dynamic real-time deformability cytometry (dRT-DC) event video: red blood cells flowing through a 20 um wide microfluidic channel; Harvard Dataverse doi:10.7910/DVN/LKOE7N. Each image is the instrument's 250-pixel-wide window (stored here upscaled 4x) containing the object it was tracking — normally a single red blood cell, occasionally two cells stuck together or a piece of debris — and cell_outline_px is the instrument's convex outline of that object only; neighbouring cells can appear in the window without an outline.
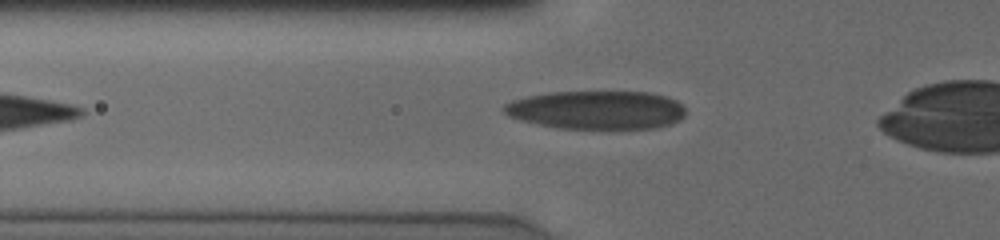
{"species": "human", "species_latin": "Homo sapiens", "temperature_condition": "cold", "stored_images_in_passage": 34, "camera_frame_rate_fps": 3000, "um_per_image_px": 0.085, "donor": {"sex": "male"}, "frame": {"image": 1, "passage_image": 5, "time_ms": 1.333, "image_size_px": [1000, 240], "cell_outline_px": [[684, 116], [680, 120], [672, 124], [652, 128], [556, 128], [520, 120], [508, 116], [500, 108], [504, 104], [512, 100], [528, 96], [548, 92], [648, 92], [664, 96], [676, 100], [684, 108]], "centroid_in_image_um": [50.68, 9.34], "position_along_channel_um": 75.1, "area_um2": 40.69}}
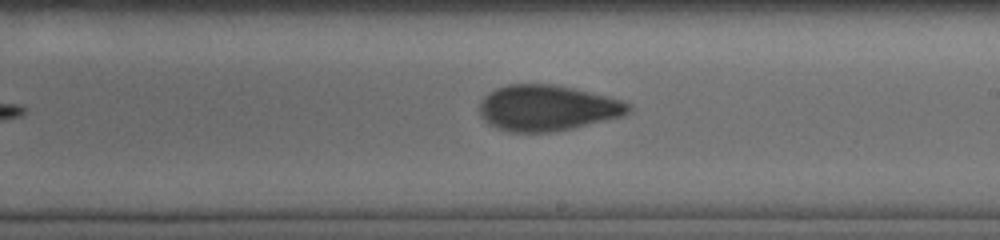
{"frame": {"image": 2, "passage_image": 18, "time_ms": 5.667, "image_size_px": [1000, 240], "cell_outline_px": [[632, 112], [624, 116], [556, 132], [508, 132], [496, 128], [480, 116], [480, 100], [488, 92], [496, 88], [508, 84], [556, 84], [608, 96], [624, 100], [632, 104]], "centroid_in_image_um": [46.56, 9.17], "position_along_channel_um": 242.4, "area_um2": 40.29}}
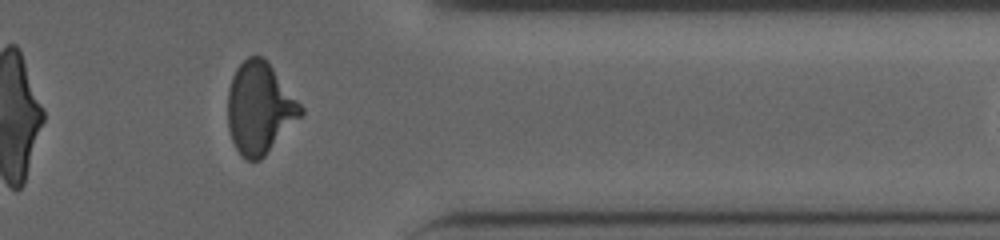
{"frame": {"image": 3, "passage_image": 30, "time_ms": 9.667, "image_size_px": [1000, 240], "cell_outline_px": [[304, 112], [264, 156], [260, 160], [248, 160], [240, 156], [232, 140], [228, 128], [228, 88], [232, 76], [236, 68], [248, 56], [260, 56], [272, 68], [304, 108]], "centroid_in_image_um": [22.04, 9.21], "position_along_channel_um": 389.4, "area_um2": 38.32}}